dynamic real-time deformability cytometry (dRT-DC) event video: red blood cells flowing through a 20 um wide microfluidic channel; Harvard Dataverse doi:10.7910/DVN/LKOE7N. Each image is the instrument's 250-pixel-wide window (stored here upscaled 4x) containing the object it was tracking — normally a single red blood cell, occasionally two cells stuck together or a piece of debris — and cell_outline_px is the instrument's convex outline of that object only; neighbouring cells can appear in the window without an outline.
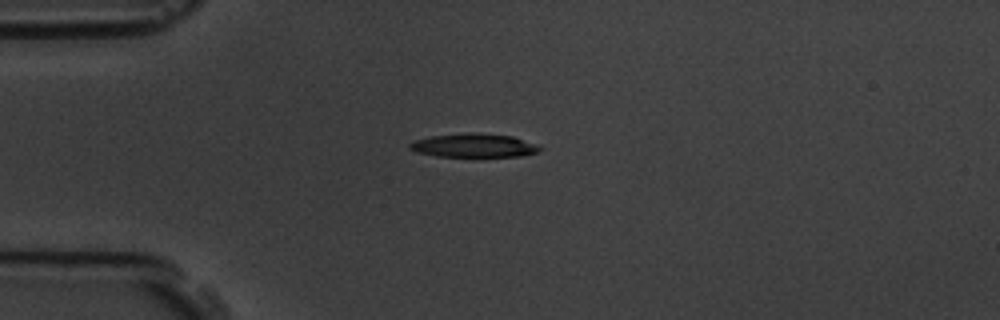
{"species": "common noctule bat (a hibernating species)", "species_latin": "Nyctalus noctula", "temperature_condition": "room temperature", "stored_images_in_passage": 3, "camera_frame_rate_fps": 3000, "um_per_image_px": 0.085, "animal": {"sex": "male", "body_mass_g": 19.5, "forearm_length_mm": 54.6}, "frame": {"image": 1, "passage_image": 1, "time_ms": 0.0, "image_size_px": [1000, 320], "cell_outline_px": [[544, 148], [536, 152], [520, 156], [480, 160], [476, 160], [436, 156], [416, 152], [408, 148], [408, 144], [412, 140], [432, 136], [468, 132], [512, 136], [540, 144]], "centroid_in_image_um": [40.3, 12.42], "position_along_channel_um": 44.7, "area_um2": 19.31}}
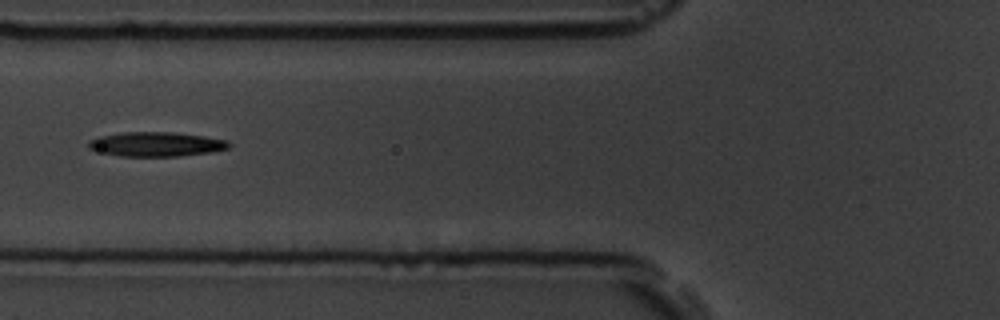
{"frame": {"image": 2, "passage_image": 3, "time_ms": 2.333, "image_size_px": [1000, 320], "cell_outline_px": [[232, 144], [228, 148], [212, 152], [180, 156], [120, 156], [88, 148], [88, 140], [100, 136], [124, 132], [172, 132], [204, 136], [228, 140]], "centroid_in_image_um": [13.31, 12.25], "position_along_channel_um": 112.5, "area_um2": 19.94}}